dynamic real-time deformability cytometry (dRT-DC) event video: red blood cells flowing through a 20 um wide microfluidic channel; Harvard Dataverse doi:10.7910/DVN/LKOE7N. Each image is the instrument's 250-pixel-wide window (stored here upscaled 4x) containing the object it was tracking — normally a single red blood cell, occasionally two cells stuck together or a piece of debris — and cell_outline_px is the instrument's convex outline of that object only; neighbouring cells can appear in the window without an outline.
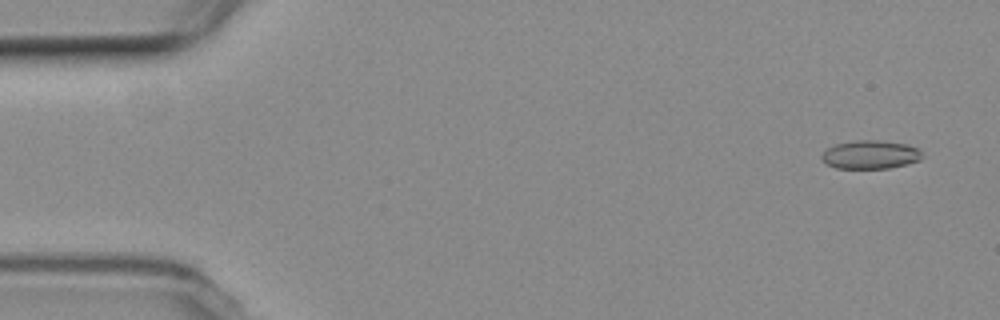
{"species": "common noctule bat (a hibernating species)", "species_latin": "Nyctalus noctula", "temperature_condition": "room temperature", "stored_images_in_passage": 14, "camera_frame_rate_fps": 3000, "um_per_image_px": 0.085, "animal": {"sex": "female", "body_mass_g": 19.3, "forearm_length_mm": 54.1}, "frame": {"image": 1, "passage_image": 1, "time_ms": 0.0, "image_size_px": [1000, 320], "cell_outline_px": [[920, 160], [908, 164], [888, 168], [836, 168], [828, 164], [820, 156], [828, 148], [836, 144], [856, 140], [880, 140], [908, 144], [916, 148], [920, 152]], "centroid_in_image_um": [73.99, 13.14], "position_along_channel_um": 11.0, "area_um2": 16.47}}
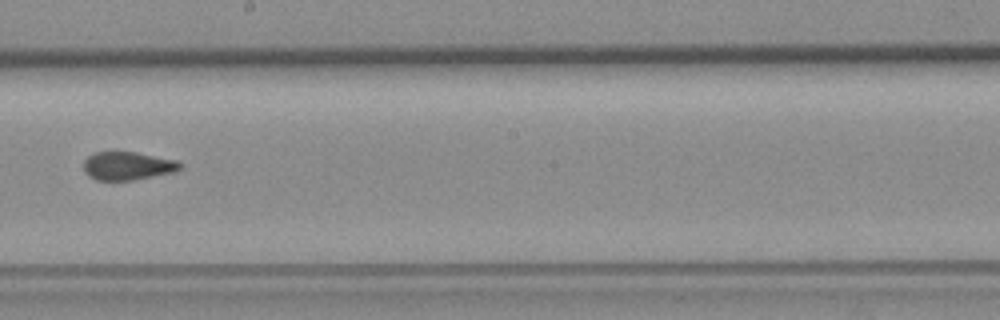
{"frame": {"image": 2, "passage_image": 8, "time_ms": 9.667, "image_size_px": [1000, 320], "cell_outline_px": [[184, 164], [176, 172], [132, 180], [96, 180], [88, 176], [84, 172], [84, 160], [88, 156], [96, 152], [136, 152], [176, 160]], "centroid_in_image_um": [10.86, 14.1], "position_along_channel_um": 237.3, "area_um2": 15.95}}
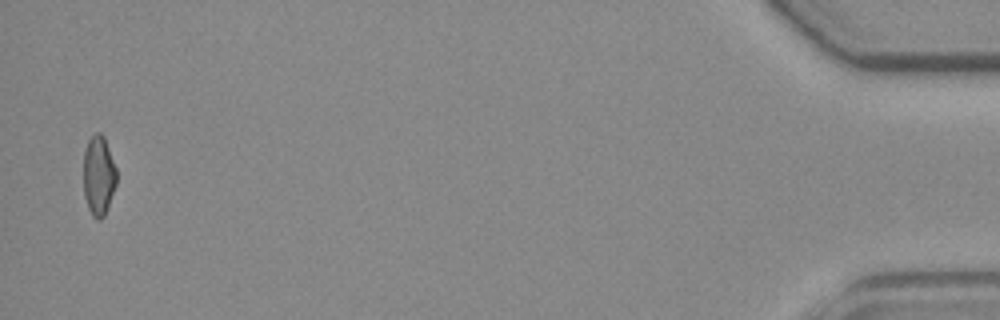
{"frame": {"image": 3, "passage_image": 14, "time_ms": 17.667, "image_size_px": [1000, 320], "cell_outline_px": [[116, 184], [104, 216], [100, 220], [96, 220], [92, 216], [88, 208], [84, 196], [84, 152], [88, 140], [96, 132], [100, 132], [104, 136], [116, 168]], "centroid_in_image_um": [8.38, 14.93], "position_along_channel_um": 426.8, "area_um2": 15.32}, "authors_computed_cell_mechanics": {"area_um2": 16.3574, "velocity_mm_per_s": 3.5982, "shape_relaxation_time_tau1_ms": null, "shape_relaxation_time_tau2_ms": 2.0378, "deformation_change_tau1": null, "deformation_change_tau2": 0.0356}}